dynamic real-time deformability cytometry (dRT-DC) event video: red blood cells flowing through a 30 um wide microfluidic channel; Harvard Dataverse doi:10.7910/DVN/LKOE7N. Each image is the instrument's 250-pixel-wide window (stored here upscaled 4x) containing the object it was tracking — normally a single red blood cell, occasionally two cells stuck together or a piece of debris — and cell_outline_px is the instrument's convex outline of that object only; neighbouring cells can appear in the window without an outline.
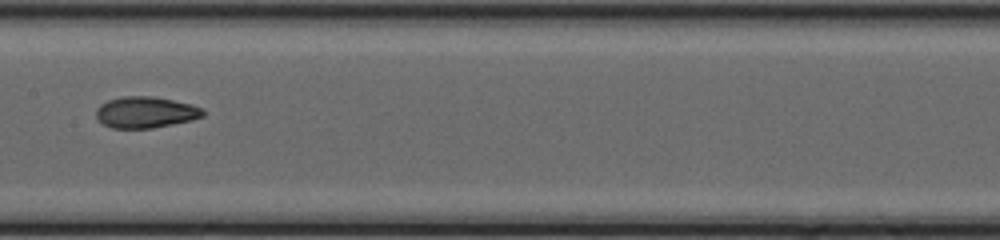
{"species": "common noctule bat (a hibernating species)", "species_latin": "Nyctalus noctula", "temperature_condition": "cold", "stored_images_in_passage": 52, "camera_frame_rate_fps": 3000, "um_per_image_px": 0.085, "animal": {"sex": "female", "body_mass_g": 20.0, "forearm_length_mm": 54.0}, "frame": {"image": 1, "passage_image": 30, "time_ms": 9.667, "image_size_px": [1000, 240], "cell_outline_px": [[204, 116], [192, 120], [152, 128], [112, 128], [104, 124], [96, 116], [96, 108], [100, 104], [108, 100], [124, 96], [152, 96], [192, 104], [200, 108], [204, 112]], "centroid_in_image_um": [12.36, 9.54], "position_along_channel_um": 195.0, "area_um2": 19.36}, "authors_computed_cell_mechanics": {"area_um2": 20.6057, "velocity_mm_per_s": 4.1841, "shape_relaxation_time_tau1_ms": null, "shape_relaxation_time_tau2_ms": 1.3054, "deformation_change_tau1": null, "deformation_change_tau2": 0.0664}}